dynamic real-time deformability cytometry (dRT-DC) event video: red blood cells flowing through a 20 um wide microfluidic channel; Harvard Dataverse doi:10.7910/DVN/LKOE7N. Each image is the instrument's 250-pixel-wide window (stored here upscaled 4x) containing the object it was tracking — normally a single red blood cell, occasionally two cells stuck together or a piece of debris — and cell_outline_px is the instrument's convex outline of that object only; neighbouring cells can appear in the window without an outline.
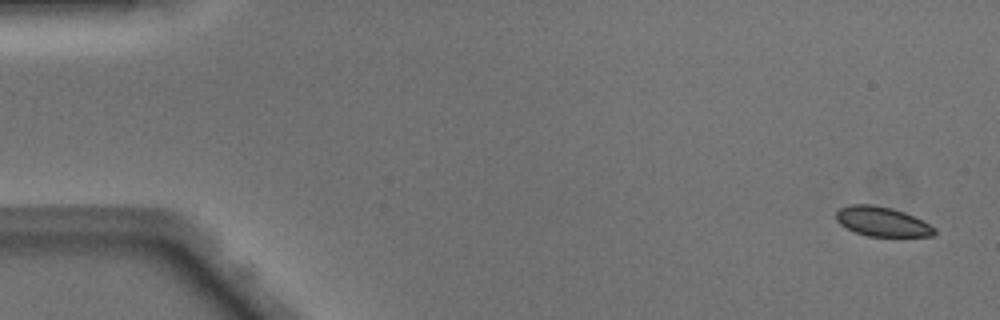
{"species": "Egyptian fruit bat (a non-hibernating species)", "species_latin": "Rousettus aegyptiacus", "temperature_condition": "warm", "stored_images_in_passage": 49, "camera_frame_rate_fps": 3000, "um_per_image_px": 0.085, "animal": {"sex": "male"}, "frame": {"image": 1, "passage_image": 2, "time_ms": 0.333, "image_size_px": [1000, 320], "cell_outline_px": [[936, 232], [932, 236], [868, 236], [856, 232], [840, 224], [836, 220], [836, 212], [840, 208], [852, 204], [872, 204], [892, 208], [904, 212], [936, 228]], "centroid_in_image_um": [74.96, 18.83], "position_along_channel_um": 10.0, "area_um2": 16.7}}
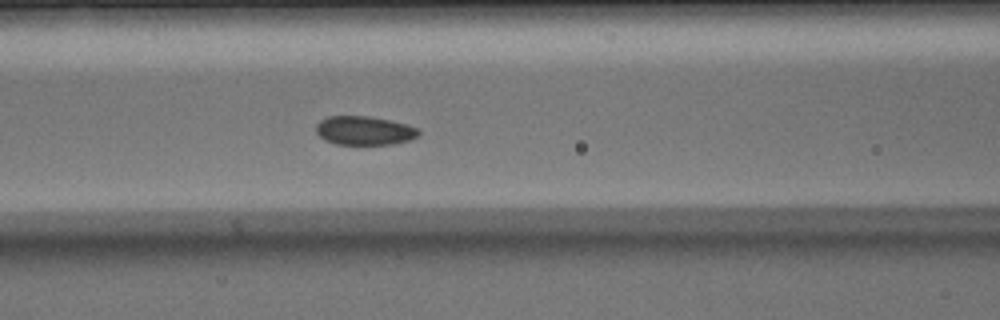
{"frame": {"image": 2, "passage_image": 21, "time_ms": 6.667, "image_size_px": [1000, 320], "cell_outline_px": [[420, 132], [416, 136], [408, 140], [392, 144], [336, 144], [324, 140], [316, 132], [316, 124], [320, 120], [328, 116], [368, 116], [408, 124], [420, 128]], "centroid_in_image_um": [30.96, 11.09], "position_along_channel_um": 135.6, "area_um2": 17.22}}
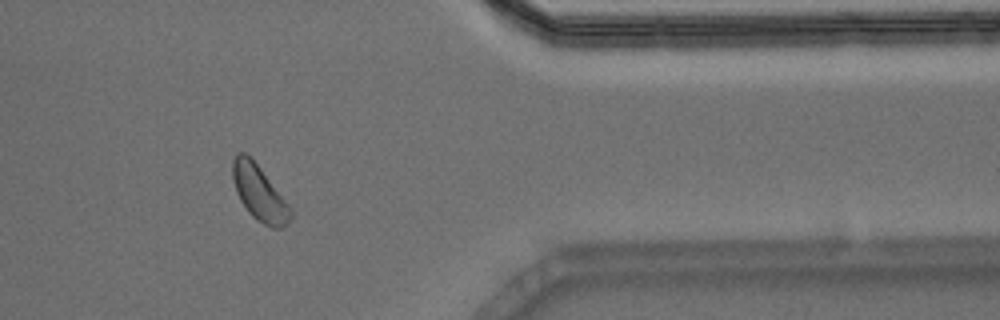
{"frame": {"image": 3, "passage_image": 41, "time_ms": 13.333, "image_size_px": [1000, 320], "cell_outline_px": [[292, 216], [280, 228], [272, 228], [256, 220], [248, 212], [240, 200], [236, 192], [232, 176], [232, 160], [236, 152], [244, 152], [260, 168], [288, 204], [292, 212]], "centroid_in_image_um": [21.99, 16.4], "position_along_channel_um": 389.4, "area_um2": 18.26}}